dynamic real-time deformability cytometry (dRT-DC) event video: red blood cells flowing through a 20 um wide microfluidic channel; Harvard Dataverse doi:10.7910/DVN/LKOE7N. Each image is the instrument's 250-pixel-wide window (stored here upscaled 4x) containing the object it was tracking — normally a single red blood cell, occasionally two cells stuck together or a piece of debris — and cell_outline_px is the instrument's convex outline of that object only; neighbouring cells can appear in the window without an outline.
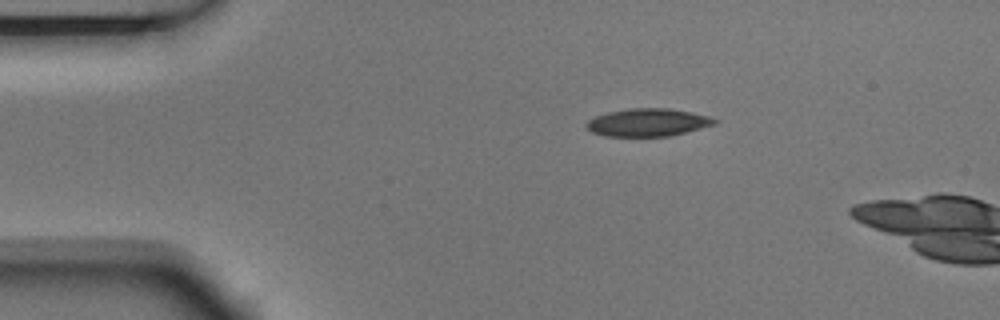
{"species": "Egyptian fruit bat (a non-hibernating species)", "species_latin": "Rousettus aegyptiacus", "temperature_condition": "room temperature", "stored_images_in_passage": 3, "camera_frame_rate_fps": 3000, "um_per_image_px": 0.085, "animal": {"sex": "male"}, "frame": {"image": 1, "passage_image": 1, "time_ms": 0.0, "image_size_px": [1000, 320], "cell_outline_px": [[720, 120], [716, 124], [672, 136], [604, 136], [592, 132], [584, 124], [588, 120], [596, 116], [608, 112], [628, 108], [668, 108], [692, 112], [712, 116]], "centroid_in_image_um": [55.12, 10.4], "position_along_channel_um": 29.9, "area_um2": 20.98}}
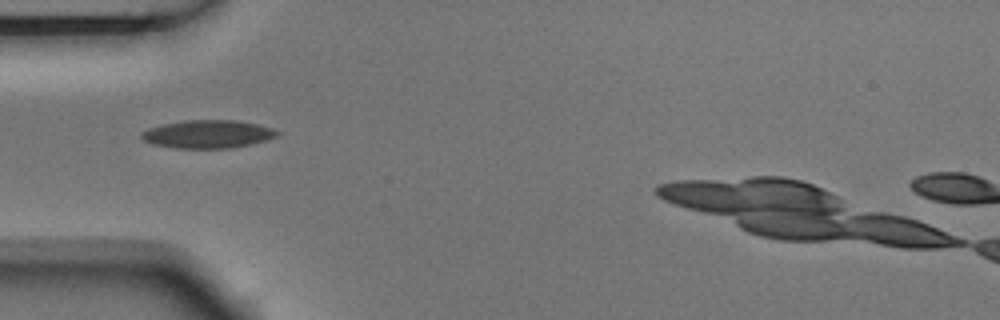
{"frame": {"image": 2, "passage_image": 3, "time_ms": 0.667, "image_size_px": [1000, 320], "cell_outline_px": [[280, 132], [276, 136], [252, 144], [228, 148], [176, 148], [152, 144], [144, 140], [140, 136], [140, 132], [148, 128], [164, 124], [184, 120], [236, 120], [260, 124], [272, 128]], "centroid_in_image_um": [17.65, 11.39], "position_along_channel_um": 67.4, "area_um2": 22.2}}